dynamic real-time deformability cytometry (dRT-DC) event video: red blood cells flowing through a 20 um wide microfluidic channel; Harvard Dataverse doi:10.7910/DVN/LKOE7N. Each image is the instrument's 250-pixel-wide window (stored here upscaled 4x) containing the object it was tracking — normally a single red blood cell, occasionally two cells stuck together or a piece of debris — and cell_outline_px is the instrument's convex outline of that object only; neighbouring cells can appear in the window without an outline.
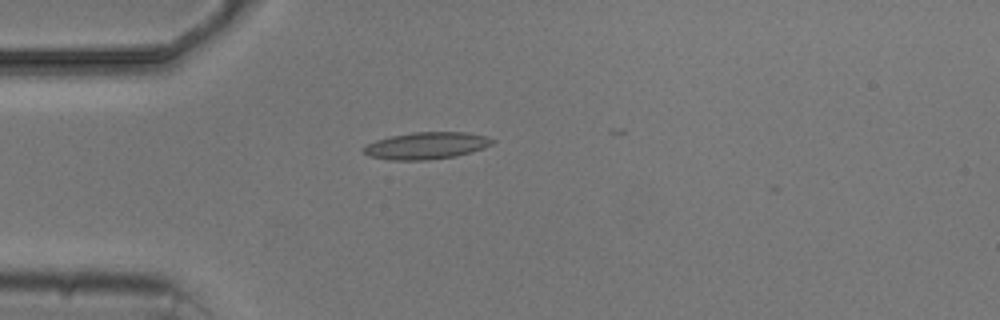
{"species": "common noctule bat (a hibernating species)", "species_latin": "Nyctalus noctula", "temperature_condition": "cold", "stored_images_in_passage": 5, "camera_frame_rate_fps": 3000, "um_per_image_px": 0.085, "animal": {"sex": "male", "body_mass_g": 20.5, "forearm_length_mm": 52.5}, "frame": {"image": 1, "passage_image": 4, "time_ms": 4.333, "image_size_px": [1000, 320], "cell_outline_px": [[496, 140], [492, 144], [484, 148], [472, 152], [456, 156], [428, 160], [388, 160], [368, 156], [360, 148], [376, 140], [392, 136], [412, 132], [464, 132], [488, 136]], "centroid_in_image_um": [36.25, 12.38], "position_along_channel_um": 48.7, "area_um2": 20.4}}